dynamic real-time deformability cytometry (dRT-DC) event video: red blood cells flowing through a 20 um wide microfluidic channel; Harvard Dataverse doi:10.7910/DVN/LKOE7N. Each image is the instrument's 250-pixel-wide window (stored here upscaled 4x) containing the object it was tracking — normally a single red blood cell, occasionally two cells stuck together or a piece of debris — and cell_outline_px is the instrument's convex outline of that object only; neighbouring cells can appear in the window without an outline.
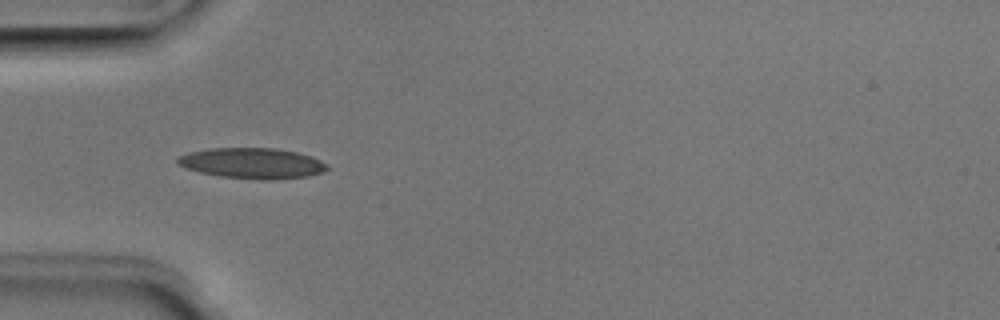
{"species": "Egyptian fruit bat (a non-hibernating species)", "species_latin": "Rousettus aegyptiacus", "temperature_condition": "room temperature", "stored_images_in_passage": 12, "camera_frame_rate_fps": 3000, "um_per_image_px": 0.085, "animal": {"sex": "male"}, "frame": {"image": 1, "passage_image": 6, "time_ms": 1.667, "image_size_px": [1000, 320], "cell_outline_px": [[328, 168], [324, 172], [308, 176], [268, 180], [260, 180], [220, 176], [200, 172], [184, 168], [176, 164], [176, 156], [188, 152], [212, 148], [276, 148], [296, 152], [312, 156], [328, 164]], "centroid_in_image_um": [21.42, 13.87], "position_along_channel_um": 63.6, "area_um2": 26.93}}
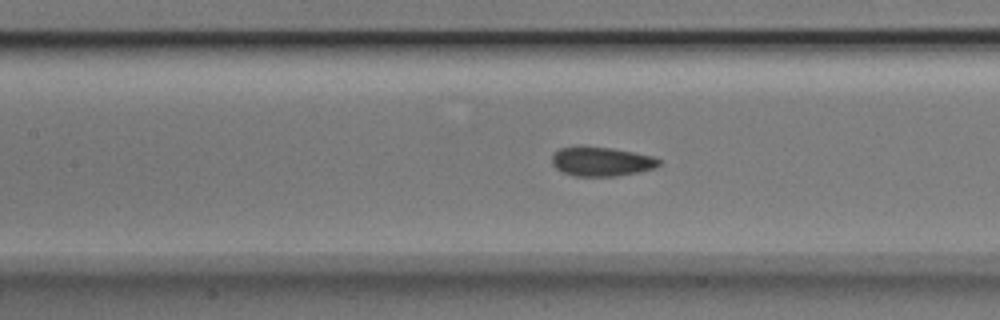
{"frame": {"image": 2, "passage_image": 10, "time_ms": 3.0, "image_size_px": [1000, 320], "cell_outline_px": [[660, 164], [652, 168], [640, 172], [616, 176], [576, 176], [564, 172], [556, 168], [552, 164], [552, 152], [560, 148], [612, 148], [652, 156], [660, 160]], "centroid_in_image_um": [51.12, 13.75], "position_along_channel_um": 156.3, "area_um2": 17.74}}